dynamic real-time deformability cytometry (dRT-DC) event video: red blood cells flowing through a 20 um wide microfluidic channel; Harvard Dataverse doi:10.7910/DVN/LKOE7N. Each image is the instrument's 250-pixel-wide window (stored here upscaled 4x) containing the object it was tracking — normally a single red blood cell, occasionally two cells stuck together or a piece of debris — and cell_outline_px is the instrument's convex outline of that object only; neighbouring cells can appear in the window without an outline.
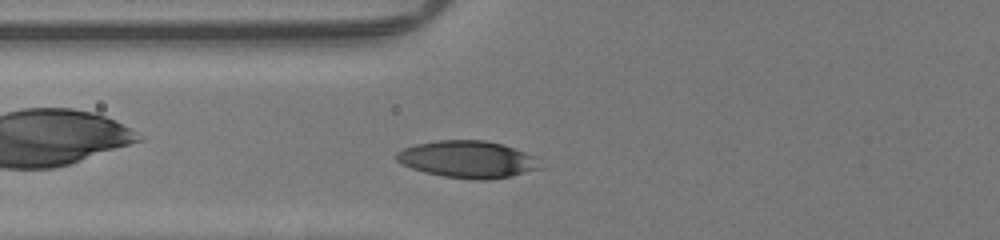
{"species": "human", "species_latin": "Homo sapiens", "temperature_condition": "room temperature", "stored_images_in_passage": 32, "camera_frame_rate_fps": 3000, "um_per_image_px": 0.085, "donor": {"sex": "male"}, "frame": {"image": 1, "passage_image": 7, "time_ms": 2.0, "image_size_px": [1000, 240], "cell_outline_px": [[544, 168], [508, 176], [488, 180], [472, 180], [444, 176], [424, 172], [412, 168], [396, 160], [396, 152], [404, 148], [416, 144], [436, 140], [488, 140], [504, 144], [536, 156]], "centroid_in_image_um": [39.79, 13.54], "position_along_channel_um": 86.0, "area_um2": 31.21}}
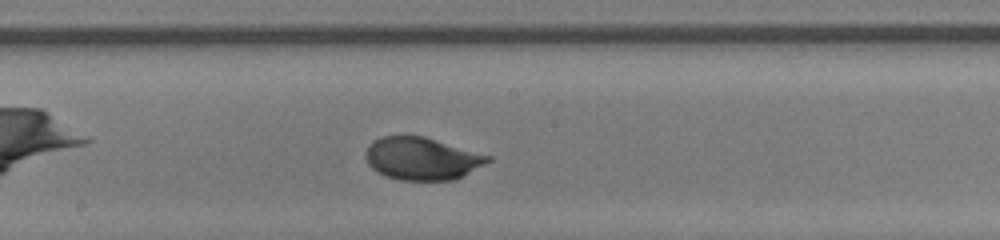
{"frame": {"image": 2, "passage_image": 16, "time_ms": 5.0, "image_size_px": [1000, 240], "cell_outline_px": [[492, 160], [456, 180], [400, 180], [384, 176], [376, 172], [368, 164], [364, 156], [364, 152], [376, 140], [384, 136], [424, 136], [492, 156]], "centroid_in_image_um": [35.87, 13.49], "position_along_channel_um": 212.3, "area_um2": 30.35}}
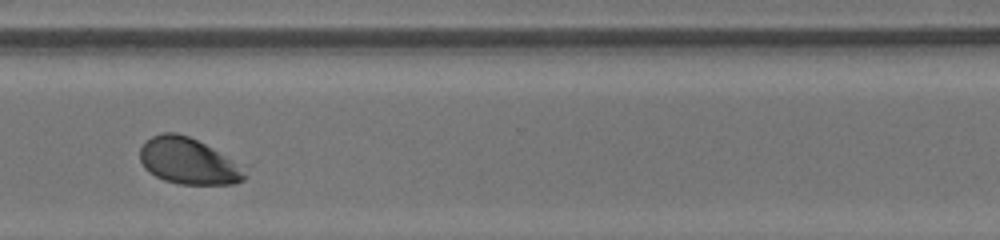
{"frame": {"image": 3, "passage_image": 26, "time_ms": 8.333, "image_size_px": [1000, 240], "cell_outline_px": [[252, 164], [248, 176], [244, 180], [236, 184], [180, 184], [164, 180], [148, 172], [144, 168], [140, 160], [140, 148], [152, 136], [160, 132], [176, 132], [188, 136]], "centroid_in_image_um": [16.21, 13.7], "position_along_channel_um": 354.4, "area_um2": 29.77}, "authors_computed_cell_mechanics": {"area_um2": 30.4606, "velocity_mm_per_s": 4.2419, "shape_relaxation_time_tau1_ms": 3.6458, "shape_relaxation_time_tau2_ms": null, "deformation_change_tau1": 0.1491, "deformation_change_tau2": null}}